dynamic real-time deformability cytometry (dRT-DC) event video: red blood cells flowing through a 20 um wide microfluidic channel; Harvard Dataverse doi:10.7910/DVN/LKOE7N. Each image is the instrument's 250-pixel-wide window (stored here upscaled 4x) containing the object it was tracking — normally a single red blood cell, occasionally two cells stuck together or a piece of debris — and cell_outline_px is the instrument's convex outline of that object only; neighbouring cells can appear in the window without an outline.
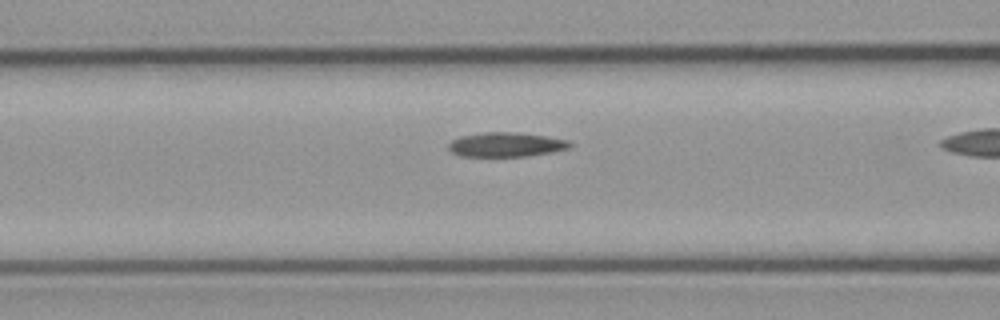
{"species": "common noctule bat (a hibernating species)", "species_latin": "Nyctalus noctula", "temperature_condition": "cold", "stored_images_in_passage": 22, "camera_frame_rate_fps": 3000, "um_per_image_px": 0.085, "animal": {"sex": "male", "body_mass_g": 23.1, "forearm_length_mm": 52.7}, "frame": {"image": 1, "passage_image": 20, "time_ms": 6.333, "image_size_px": [1000, 320], "cell_outline_px": [[572, 148], [552, 152], [528, 156], [460, 156], [452, 152], [448, 148], [448, 144], [452, 140], [460, 136], [484, 132], [516, 132], [544, 136], [568, 140], [572, 144]], "centroid_in_image_um": [43.02, 12.29], "position_along_channel_um": 123.6, "area_um2": 17.28}}